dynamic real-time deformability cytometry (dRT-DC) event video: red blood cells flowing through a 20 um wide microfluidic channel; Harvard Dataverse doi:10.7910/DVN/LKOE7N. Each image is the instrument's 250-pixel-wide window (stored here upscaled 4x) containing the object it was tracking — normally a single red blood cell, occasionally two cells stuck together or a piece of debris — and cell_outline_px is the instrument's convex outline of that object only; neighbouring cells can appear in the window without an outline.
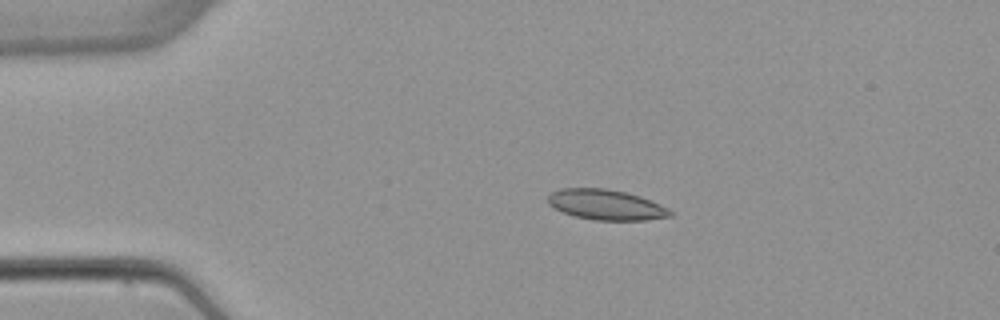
{"species": "common noctule bat (a hibernating species)", "species_latin": "Nyctalus noctula", "temperature_condition": "warm", "stored_images_in_passage": 4, "camera_frame_rate_fps": 3000, "um_per_image_px": 0.085, "animal": {"sex": "female", "body_mass_g": 22.7, "forearm_length_mm": 54.2}, "frame": {"image": 1, "passage_image": 3, "time_ms": 3.0, "image_size_px": [1000, 320], "cell_outline_px": [[672, 216], [648, 220], [596, 220], [576, 216], [564, 212], [548, 204], [548, 196], [552, 192], [560, 188], [604, 188], [624, 192], [640, 196], [660, 204], [668, 208], [672, 212]], "centroid_in_image_um": [51.53, 17.4], "position_along_channel_um": 33.5, "area_um2": 21.44}}